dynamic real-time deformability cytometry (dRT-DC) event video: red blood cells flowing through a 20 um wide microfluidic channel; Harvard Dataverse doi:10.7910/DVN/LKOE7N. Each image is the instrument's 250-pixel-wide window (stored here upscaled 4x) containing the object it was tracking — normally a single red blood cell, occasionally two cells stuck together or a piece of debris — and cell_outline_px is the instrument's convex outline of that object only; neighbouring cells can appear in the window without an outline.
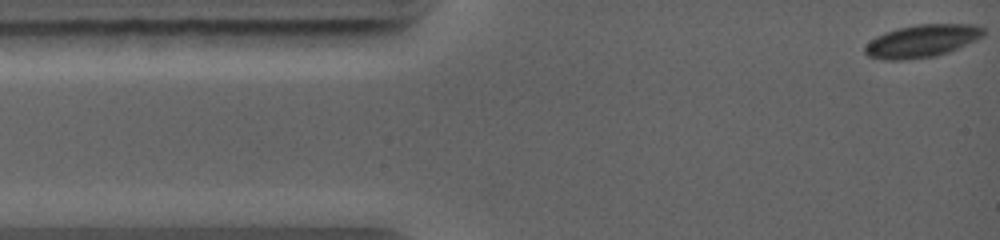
{"species": "common noctule bat (a hibernating species)", "species_latin": "Nyctalus noctula", "temperature_condition": "warm", "stored_images_in_passage": 9, "camera_frame_rate_fps": 5000, "um_per_image_px": 0.085, "animal": {"sex": "female", "body_mass_g": 19.0, "forearm_length_mm": 56.7}, "frame": {"image": 1, "passage_image": 1, "time_ms": 0.0, "image_size_px": [1000, 240], "cell_outline_px": [[984, 36], [976, 40], [948, 52], [936, 56], [900, 60], [884, 60], [868, 56], [864, 52], [864, 48], [876, 36], [884, 32], [916, 24], [972, 24], [984, 28]], "centroid_in_image_um": [78.37, 3.48], "position_along_channel_um": 6.6, "area_um2": 22.43}}
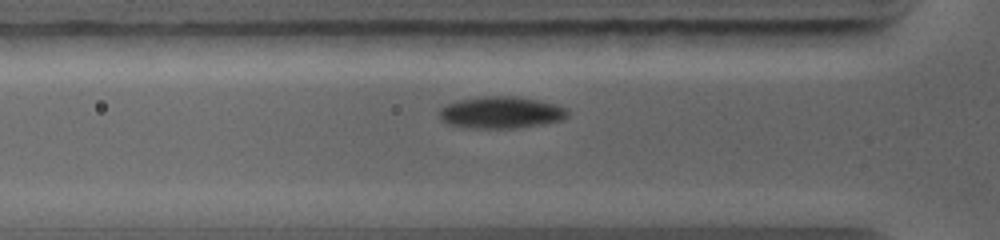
{"frame": {"image": 2, "passage_image": 6, "time_ms": 3.2, "image_size_px": [1000, 240], "cell_outline_px": [[568, 116], [564, 120], [544, 124], [516, 128], [464, 128], [448, 124], [440, 116], [440, 108], [456, 100], [484, 96], [520, 96], [540, 100], [556, 104], [564, 108], [568, 112]], "centroid_in_image_um": [42.62, 9.56], "position_along_channel_um": 83.2, "area_um2": 24.04}}
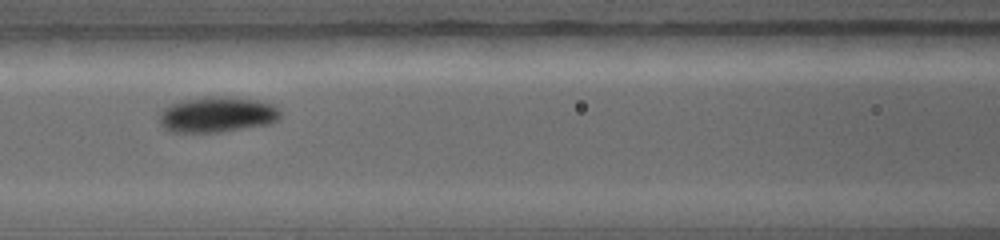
{"frame": {"image": 3, "passage_image": 8, "time_ms": 4.6, "image_size_px": [1000, 240], "cell_outline_px": [[280, 116], [272, 124], [220, 132], [168, 132], [160, 124], [160, 116], [164, 108], [172, 104], [184, 100], [208, 96], [212, 96], [256, 100], [272, 104], [280, 108]], "centroid_in_image_um": [18.47, 9.76], "position_along_channel_um": 148.1, "area_um2": 24.97}}